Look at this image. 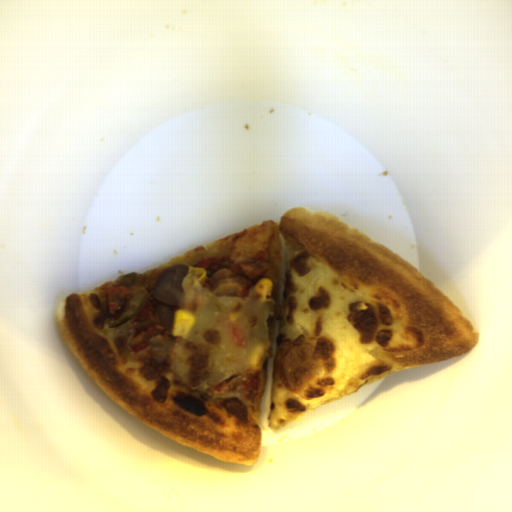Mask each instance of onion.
<instances>
[{
  "instance_id": "onion-1",
  "label": "onion",
  "mask_w": 512,
  "mask_h": 512,
  "mask_svg": "<svg viewBox=\"0 0 512 512\" xmlns=\"http://www.w3.org/2000/svg\"><path fill=\"white\" fill-rule=\"evenodd\" d=\"M146 295H137L135 298L132 299L130 308L128 311L123 313L121 316L110 322L109 328H118L124 324H126L129 320H133L136 314L138 313L139 309L143 305L145 301Z\"/></svg>"
},
{
  "instance_id": "onion-2",
  "label": "onion",
  "mask_w": 512,
  "mask_h": 512,
  "mask_svg": "<svg viewBox=\"0 0 512 512\" xmlns=\"http://www.w3.org/2000/svg\"><path fill=\"white\" fill-rule=\"evenodd\" d=\"M138 273H132L129 275H125L121 277L120 285L124 287H129L130 285L134 284L137 279Z\"/></svg>"
}]
</instances>
